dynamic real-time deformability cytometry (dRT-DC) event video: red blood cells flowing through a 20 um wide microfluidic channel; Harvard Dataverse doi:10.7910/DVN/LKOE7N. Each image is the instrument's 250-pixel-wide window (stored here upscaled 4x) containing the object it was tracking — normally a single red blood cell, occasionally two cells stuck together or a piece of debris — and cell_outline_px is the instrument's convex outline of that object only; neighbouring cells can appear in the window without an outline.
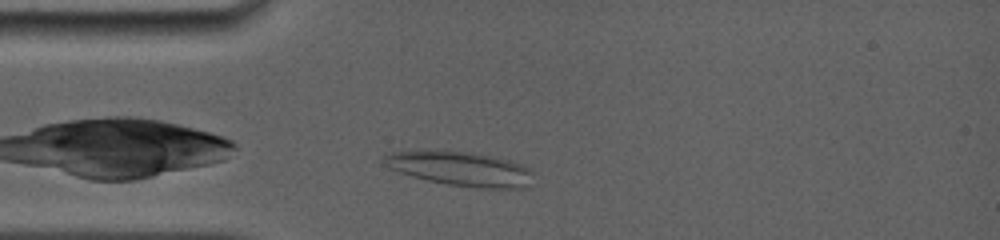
{"species": "common noctule bat (a hibernating species)", "species_latin": "Nyctalus noctula", "temperature_condition": "room temperature", "stored_images_in_passage": 42, "camera_frame_rate_fps": 5000, "um_per_image_px": 0.085, "animal": {"sex": "female", "body_mass_g": 19.0, "forearm_length_mm": 56.7}, "frame": {"image": 1, "passage_image": 4, "time_ms": 0.6, "image_size_px": [1000, 240], "cell_outline_px": [[532, 188], [484, 188], [448, 184], [428, 180], [412, 176], [400, 172], [392, 168], [384, 160], [384, 156], [392, 152], [420, 148], [468, 152], [492, 156], [512, 160], [524, 164], [532, 172]], "centroid_in_image_um": [39.2, 14.32], "position_along_channel_um": 45.8, "area_um2": 30.29}}
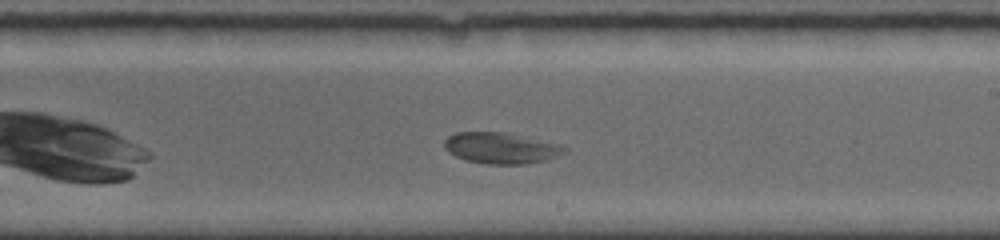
{"frame": {"image": 2, "passage_image": 26, "time_ms": 6.2, "image_size_px": [1000, 240], "cell_outline_px": [[568, 152], [544, 160], [528, 164], [484, 164], [468, 160], [456, 156], [448, 152], [444, 148], [444, 140], [448, 136], [456, 132], [504, 132], [560, 144], [568, 148]], "centroid_in_image_um": [42.58, 12.58], "position_along_channel_um": 246.4, "area_um2": 21.79}}
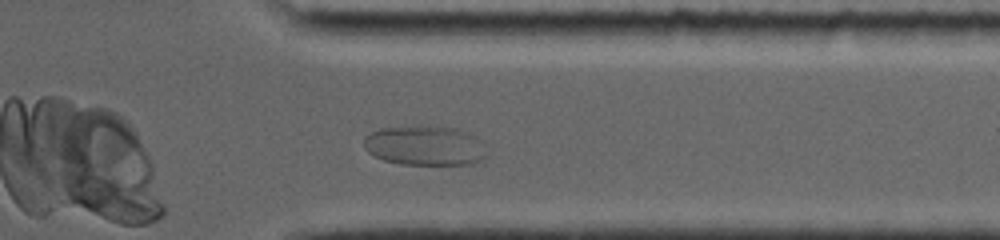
{"frame": {"image": 3, "passage_image": 38, "time_ms": 9.6, "image_size_px": [1000, 240], "cell_outline_px": [[488, 156], [472, 164], [400, 164], [384, 160], [372, 156], [364, 148], [364, 136], [372, 132], [384, 128], [412, 124], [420, 124], [456, 128], [476, 136], [480, 140]], "centroid_in_image_um": [36.09, 12.35], "position_along_channel_um": 375.3, "area_um2": 28.96}}